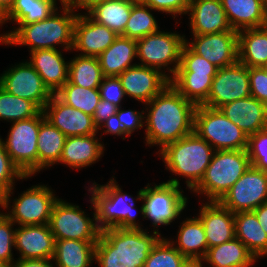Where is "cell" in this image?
<instances>
[{
    "label": "cell",
    "mask_w": 267,
    "mask_h": 267,
    "mask_svg": "<svg viewBox=\"0 0 267 267\" xmlns=\"http://www.w3.org/2000/svg\"><path fill=\"white\" fill-rule=\"evenodd\" d=\"M217 70L216 66L196 54L184 43L180 54V64L175 75L216 76Z\"/></svg>",
    "instance_id": "obj_43"
},
{
    "label": "cell",
    "mask_w": 267,
    "mask_h": 267,
    "mask_svg": "<svg viewBox=\"0 0 267 267\" xmlns=\"http://www.w3.org/2000/svg\"><path fill=\"white\" fill-rule=\"evenodd\" d=\"M251 96L248 67L237 61L217 70L204 106L219 109L223 105Z\"/></svg>",
    "instance_id": "obj_15"
},
{
    "label": "cell",
    "mask_w": 267,
    "mask_h": 267,
    "mask_svg": "<svg viewBox=\"0 0 267 267\" xmlns=\"http://www.w3.org/2000/svg\"><path fill=\"white\" fill-rule=\"evenodd\" d=\"M199 211L198 218L203 224L208 248L235 238L234 213L219 201H207Z\"/></svg>",
    "instance_id": "obj_20"
},
{
    "label": "cell",
    "mask_w": 267,
    "mask_h": 267,
    "mask_svg": "<svg viewBox=\"0 0 267 267\" xmlns=\"http://www.w3.org/2000/svg\"><path fill=\"white\" fill-rule=\"evenodd\" d=\"M251 96L267 103V71L262 67L248 68Z\"/></svg>",
    "instance_id": "obj_47"
},
{
    "label": "cell",
    "mask_w": 267,
    "mask_h": 267,
    "mask_svg": "<svg viewBox=\"0 0 267 267\" xmlns=\"http://www.w3.org/2000/svg\"><path fill=\"white\" fill-rule=\"evenodd\" d=\"M146 105V145H159L161 151L168 144L194 132L197 106L184 98L171 84Z\"/></svg>",
    "instance_id": "obj_1"
},
{
    "label": "cell",
    "mask_w": 267,
    "mask_h": 267,
    "mask_svg": "<svg viewBox=\"0 0 267 267\" xmlns=\"http://www.w3.org/2000/svg\"><path fill=\"white\" fill-rule=\"evenodd\" d=\"M12 267H55L52 260L45 259H17Z\"/></svg>",
    "instance_id": "obj_52"
},
{
    "label": "cell",
    "mask_w": 267,
    "mask_h": 267,
    "mask_svg": "<svg viewBox=\"0 0 267 267\" xmlns=\"http://www.w3.org/2000/svg\"><path fill=\"white\" fill-rule=\"evenodd\" d=\"M194 132L215 151L245 150L248 147L249 137L220 109L198 105L194 113Z\"/></svg>",
    "instance_id": "obj_7"
},
{
    "label": "cell",
    "mask_w": 267,
    "mask_h": 267,
    "mask_svg": "<svg viewBox=\"0 0 267 267\" xmlns=\"http://www.w3.org/2000/svg\"><path fill=\"white\" fill-rule=\"evenodd\" d=\"M118 36L108 27L96 23L86 13H79L74 26L72 50L80 51L79 55L98 57Z\"/></svg>",
    "instance_id": "obj_19"
},
{
    "label": "cell",
    "mask_w": 267,
    "mask_h": 267,
    "mask_svg": "<svg viewBox=\"0 0 267 267\" xmlns=\"http://www.w3.org/2000/svg\"><path fill=\"white\" fill-rule=\"evenodd\" d=\"M158 229L151 235L142 229L107 228L95 247L99 267H144L153 246L161 238Z\"/></svg>",
    "instance_id": "obj_2"
},
{
    "label": "cell",
    "mask_w": 267,
    "mask_h": 267,
    "mask_svg": "<svg viewBox=\"0 0 267 267\" xmlns=\"http://www.w3.org/2000/svg\"><path fill=\"white\" fill-rule=\"evenodd\" d=\"M43 112L45 118L66 137L98 133L91 115L67 105L55 94L52 95Z\"/></svg>",
    "instance_id": "obj_18"
},
{
    "label": "cell",
    "mask_w": 267,
    "mask_h": 267,
    "mask_svg": "<svg viewBox=\"0 0 267 267\" xmlns=\"http://www.w3.org/2000/svg\"><path fill=\"white\" fill-rule=\"evenodd\" d=\"M61 13L58 8L43 21L28 25H18L10 33L0 35L3 45L29 46L30 52L39 49H57L55 46H64V50H72L74 44V26L79 13L61 3Z\"/></svg>",
    "instance_id": "obj_3"
},
{
    "label": "cell",
    "mask_w": 267,
    "mask_h": 267,
    "mask_svg": "<svg viewBox=\"0 0 267 267\" xmlns=\"http://www.w3.org/2000/svg\"><path fill=\"white\" fill-rule=\"evenodd\" d=\"M233 30L267 26L266 0H221Z\"/></svg>",
    "instance_id": "obj_25"
},
{
    "label": "cell",
    "mask_w": 267,
    "mask_h": 267,
    "mask_svg": "<svg viewBox=\"0 0 267 267\" xmlns=\"http://www.w3.org/2000/svg\"><path fill=\"white\" fill-rule=\"evenodd\" d=\"M262 68H263L265 71H267V60H266V62L262 65Z\"/></svg>",
    "instance_id": "obj_60"
},
{
    "label": "cell",
    "mask_w": 267,
    "mask_h": 267,
    "mask_svg": "<svg viewBox=\"0 0 267 267\" xmlns=\"http://www.w3.org/2000/svg\"><path fill=\"white\" fill-rule=\"evenodd\" d=\"M42 110L32 101L8 93L0 86V119L17 122L37 116Z\"/></svg>",
    "instance_id": "obj_39"
},
{
    "label": "cell",
    "mask_w": 267,
    "mask_h": 267,
    "mask_svg": "<svg viewBox=\"0 0 267 267\" xmlns=\"http://www.w3.org/2000/svg\"><path fill=\"white\" fill-rule=\"evenodd\" d=\"M177 178L150 187L148 183L142 192L143 204L140 213L144 219H150L155 229L160 225H169L183 212L187 206V197L180 190Z\"/></svg>",
    "instance_id": "obj_8"
},
{
    "label": "cell",
    "mask_w": 267,
    "mask_h": 267,
    "mask_svg": "<svg viewBox=\"0 0 267 267\" xmlns=\"http://www.w3.org/2000/svg\"><path fill=\"white\" fill-rule=\"evenodd\" d=\"M133 3L127 0H107L91 8L86 14L96 23L113 30L117 35L124 34L131 15Z\"/></svg>",
    "instance_id": "obj_34"
},
{
    "label": "cell",
    "mask_w": 267,
    "mask_h": 267,
    "mask_svg": "<svg viewBox=\"0 0 267 267\" xmlns=\"http://www.w3.org/2000/svg\"><path fill=\"white\" fill-rule=\"evenodd\" d=\"M253 212L257 216V219H258L259 224L261 225L262 229L267 234V202L261 204L258 208L253 210Z\"/></svg>",
    "instance_id": "obj_54"
},
{
    "label": "cell",
    "mask_w": 267,
    "mask_h": 267,
    "mask_svg": "<svg viewBox=\"0 0 267 267\" xmlns=\"http://www.w3.org/2000/svg\"><path fill=\"white\" fill-rule=\"evenodd\" d=\"M187 260L169 239L161 237L153 246L144 267H182Z\"/></svg>",
    "instance_id": "obj_42"
},
{
    "label": "cell",
    "mask_w": 267,
    "mask_h": 267,
    "mask_svg": "<svg viewBox=\"0 0 267 267\" xmlns=\"http://www.w3.org/2000/svg\"><path fill=\"white\" fill-rule=\"evenodd\" d=\"M3 206V196L0 194V208Z\"/></svg>",
    "instance_id": "obj_59"
},
{
    "label": "cell",
    "mask_w": 267,
    "mask_h": 267,
    "mask_svg": "<svg viewBox=\"0 0 267 267\" xmlns=\"http://www.w3.org/2000/svg\"><path fill=\"white\" fill-rule=\"evenodd\" d=\"M192 35L232 30L221 0H190L187 10Z\"/></svg>",
    "instance_id": "obj_22"
},
{
    "label": "cell",
    "mask_w": 267,
    "mask_h": 267,
    "mask_svg": "<svg viewBox=\"0 0 267 267\" xmlns=\"http://www.w3.org/2000/svg\"><path fill=\"white\" fill-rule=\"evenodd\" d=\"M118 78L125 94L144 104L150 102L170 84V79L164 72L138 64L128 68Z\"/></svg>",
    "instance_id": "obj_17"
},
{
    "label": "cell",
    "mask_w": 267,
    "mask_h": 267,
    "mask_svg": "<svg viewBox=\"0 0 267 267\" xmlns=\"http://www.w3.org/2000/svg\"><path fill=\"white\" fill-rule=\"evenodd\" d=\"M28 61L42 78L52 94H56L68 81L69 62L58 49H39L30 52Z\"/></svg>",
    "instance_id": "obj_24"
},
{
    "label": "cell",
    "mask_w": 267,
    "mask_h": 267,
    "mask_svg": "<svg viewBox=\"0 0 267 267\" xmlns=\"http://www.w3.org/2000/svg\"><path fill=\"white\" fill-rule=\"evenodd\" d=\"M127 1L133 4L145 3V0H127Z\"/></svg>",
    "instance_id": "obj_57"
},
{
    "label": "cell",
    "mask_w": 267,
    "mask_h": 267,
    "mask_svg": "<svg viewBox=\"0 0 267 267\" xmlns=\"http://www.w3.org/2000/svg\"><path fill=\"white\" fill-rule=\"evenodd\" d=\"M14 224L6 213L0 212V260L6 262L11 267L15 263L12 253V247H15Z\"/></svg>",
    "instance_id": "obj_45"
},
{
    "label": "cell",
    "mask_w": 267,
    "mask_h": 267,
    "mask_svg": "<svg viewBox=\"0 0 267 267\" xmlns=\"http://www.w3.org/2000/svg\"><path fill=\"white\" fill-rule=\"evenodd\" d=\"M39 128L40 113L35 117L13 122L6 141L3 140L5 150L13 163L29 177L38 172Z\"/></svg>",
    "instance_id": "obj_11"
},
{
    "label": "cell",
    "mask_w": 267,
    "mask_h": 267,
    "mask_svg": "<svg viewBox=\"0 0 267 267\" xmlns=\"http://www.w3.org/2000/svg\"><path fill=\"white\" fill-rule=\"evenodd\" d=\"M266 21H267V0H266Z\"/></svg>",
    "instance_id": "obj_61"
},
{
    "label": "cell",
    "mask_w": 267,
    "mask_h": 267,
    "mask_svg": "<svg viewBox=\"0 0 267 267\" xmlns=\"http://www.w3.org/2000/svg\"><path fill=\"white\" fill-rule=\"evenodd\" d=\"M101 128H106L103 132L105 134L110 133L111 135L118 136L125 135L122 139H125L126 136H131V133L125 128L124 124L119 122L117 113L110 116L103 124H101L98 127V131L101 130Z\"/></svg>",
    "instance_id": "obj_51"
},
{
    "label": "cell",
    "mask_w": 267,
    "mask_h": 267,
    "mask_svg": "<svg viewBox=\"0 0 267 267\" xmlns=\"http://www.w3.org/2000/svg\"><path fill=\"white\" fill-rule=\"evenodd\" d=\"M15 0H0V20L9 12Z\"/></svg>",
    "instance_id": "obj_55"
},
{
    "label": "cell",
    "mask_w": 267,
    "mask_h": 267,
    "mask_svg": "<svg viewBox=\"0 0 267 267\" xmlns=\"http://www.w3.org/2000/svg\"><path fill=\"white\" fill-rule=\"evenodd\" d=\"M93 218L87 217L78 205L58 199L54 204L49 219V228L55 240H80L97 243L101 230L96 221V211Z\"/></svg>",
    "instance_id": "obj_10"
},
{
    "label": "cell",
    "mask_w": 267,
    "mask_h": 267,
    "mask_svg": "<svg viewBox=\"0 0 267 267\" xmlns=\"http://www.w3.org/2000/svg\"><path fill=\"white\" fill-rule=\"evenodd\" d=\"M57 0H15L9 12L0 20V26L8 21L28 25L47 19L56 6Z\"/></svg>",
    "instance_id": "obj_35"
},
{
    "label": "cell",
    "mask_w": 267,
    "mask_h": 267,
    "mask_svg": "<svg viewBox=\"0 0 267 267\" xmlns=\"http://www.w3.org/2000/svg\"><path fill=\"white\" fill-rule=\"evenodd\" d=\"M98 89L101 100H107L117 107H121V101L126 94L118 77H103Z\"/></svg>",
    "instance_id": "obj_46"
},
{
    "label": "cell",
    "mask_w": 267,
    "mask_h": 267,
    "mask_svg": "<svg viewBox=\"0 0 267 267\" xmlns=\"http://www.w3.org/2000/svg\"><path fill=\"white\" fill-rule=\"evenodd\" d=\"M250 166L247 149L215 151L204 177L192 191L203 194L207 201H220Z\"/></svg>",
    "instance_id": "obj_6"
},
{
    "label": "cell",
    "mask_w": 267,
    "mask_h": 267,
    "mask_svg": "<svg viewBox=\"0 0 267 267\" xmlns=\"http://www.w3.org/2000/svg\"><path fill=\"white\" fill-rule=\"evenodd\" d=\"M220 111L249 137L267 128L265 103L253 96L229 102Z\"/></svg>",
    "instance_id": "obj_23"
},
{
    "label": "cell",
    "mask_w": 267,
    "mask_h": 267,
    "mask_svg": "<svg viewBox=\"0 0 267 267\" xmlns=\"http://www.w3.org/2000/svg\"><path fill=\"white\" fill-rule=\"evenodd\" d=\"M119 107L108 102L107 100H101L96 106V109L93 113V122L98 128L103 124L110 116L117 113Z\"/></svg>",
    "instance_id": "obj_50"
},
{
    "label": "cell",
    "mask_w": 267,
    "mask_h": 267,
    "mask_svg": "<svg viewBox=\"0 0 267 267\" xmlns=\"http://www.w3.org/2000/svg\"><path fill=\"white\" fill-rule=\"evenodd\" d=\"M55 95L67 105L91 116L101 101L99 89L83 88L68 81Z\"/></svg>",
    "instance_id": "obj_38"
},
{
    "label": "cell",
    "mask_w": 267,
    "mask_h": 267,
    "mask_svg": "<svg viewBox=\"0 0 267 267\" xmlns=\"http://www.w3.org/2000/svg\"><path fill=\"white\" fill-rule=\"evenodd\" d=\"M254 255L236 237L231 241L208 248L203 263L208 267H251L256 262Z\"/></svg>",
    "instance_id": "obj_29"
},
{
    "label": "cell",
    "mask_w": 267,
    "mask_h": 267,
    "mask_svg": "<svg viewBox=\"0 0 267 267\" xmlns=\"http://www.w3.org/2000/svg\"><path fill=\"white\" fill-rule=\"evenodd\" d=\"M96 135L67 137L59 163L82 169L99 161L105 147Z\"/></svg>",
    "instance_id": "obj_26"
},
{
    "label": "cell",
    "mask_w": 267,
    "mask_h": 267,
    "mask_svg": "<svg viewBox=\"0 0 267 267\" xmlns=\"http://www.w3.org/2000/svg\"><path fill=\"white\" fill-rule=\"evenodd\" d=\"M231 212L253 211L267 202V171L250 166L219 201Z\"/></svg>",
    "instance_id": "obj_13"
},
{
    "label": "cell",
    "mask_w": 267,
    "mask_h": 267,
    "mask_svg": "<svg viewBox=\"0 0 267 267\" xmlns=\"http://www.w3.org/2000/svg\"><path fill=\"white\" fill-rule=\"evenodd\" d=\"M235 237L259 259L267 257V234L262 229L257 216L253 211L234 214Z\"/></svg>",
    "instance_id": "obj_31"
},
{
    "label": "cell",
    "mask_w": 267,
    "mask_h": 267,
    "mask_svg": "<svg viewBox=\"0 0 267 267\" xmlns=\"http://www.w3.org/2000/svg\"><path fill=\"white\" fill-rule=\"evenodd\" d=\"M0 137V194L3 196V211L10 210L9 203H11L10 197L13 194L14 181L27 179L29 176H25L21 170L13 163L11 157L7 153L4 147V143ZM9 207V208H8Z\"/></svg>",
    "instance_id": "obj_41"
},
{
    "label": "cell",
    "mask_w": 267,
    "mask_h": 267,
    "mask_svg": "<svg viewBox=\"0 0 267 267\" xmlns=\"http://www.w3.org/2000/svg\"><path fill=\"white\" fill-rule=\"evenodd\" d=\"M147 6L151 7L154 11L165 12L166 14L183 15L187 13L190 0H145Z\"/></svg>",
    "instance_id": "obj_48"
},
{
    "label": "cell",
    "mask_w": 267,
    "mask_h": 267,
    "mask_svg": "<svg viewBox=\"0 0 267 267\" xmlns=\"http://www.w3.org/2000/svg\"><path fill=\"white\" fill-rule=\"evenodd\" d=\"M97 58L104 77H118L128 68L137 65L131 64L137 58V42L119 35Z\"/></svg>",
    "instance_id": "obj_27"
},
{
    "label": "cell",
    "mask_w": 267,
    "mask_h": 267,
    "mask_svg": "<svg viewBox=\"0 0 267 267\" xmlns=\"http://www.w3.org/2000/svg\"><path fill=\"white\" fill-rule=\"evenodd\" d=\"M179 227L176 242L169 240L170 243L187 259L202 260L208 251V244L201 220L196 216L186 218Z\"/></svg>",
    "instance_id": "obj_30"
},
{
    "label": "cell",
    "mask_w": 267,
    "mask_h": 267,
    "mask_svg": "<svg viewBox=\"0 0 267 267\" xmlns=\"http://www.w3.org/2000/svg\"><path fill=\"white\" fill-rule=\"evenodd\" d=\"M66 138L57 127H54L45 118L44 112L41 111L37 142L38 172L54 164H59Z\"/></svg>",
    "instance_id": "obj_28"
},
{
    "label": "cell",
    "mask_w": 267,
    "mask_h": 267,
    "mask_svg": "<svg viewBox=\"0 0 267 267\" xmlns=\"http://www.w3.org/2000/svg\"><path fill=\"white\" fill-rule=\"evenodd\" d=\"M185 35L175 32L157 31L144 36L137 42V58L141 63L138 65L152 67L164 71V74L171 79L180 64V54L185 43ZM171 65L172 68L170 67ZM169 66V67H168ZM165 67L170 74H166Z\"/></svg>",
    "instance_id": "obj_9"
},
{
    "label": "cell",
    "mask_w": 267,
    "mask_h": 267,
    "mask_svg": "<svg viewBox=\"0 0 267 267\" xmlns=\"http://www.w3.org/2000/svg\"><path fill=\"white\" fill-rule=\"evenodd\" d=\"M185 43L198 55L218 69L238 61V31L229 30L206 35H193Z\"/></svg>",
    "instance_id": "obj_16"
},
{
    "label": "cell",
    "mask_w": 267,
    "mask_h": 267,
    "mask_svg": "<svg viewBox=\"0 0 267 267\" xmlns=\"http://www.w3.org/2000/svg\"><path fill=\"white\" fill-rule=\"evenodd\" d=\"M267 60V26L238 31V61L249 67H262Z\"/></svg>",
    "instance_id": "obj_33"
},
{
    "label": "cell",
    "mask_w": 267,
    "mask_h": 267,
    "mask_svg": "<svg viewBox=\"0 0 267 267\" xmlns=\"http://www.w3.org/2000/svg\"><path fill=\"white\" fill-rule=\"evenodd\" d=\"M0 86L14 96L34 102L42 111L53 95L28 61L4 71Z\"/></svg>",
    "instance_id": "obj_14"
},
{
    "label": "cell",
    "mask_w": 267,
    "mask_h": 267,
    "mask_svg": "<svg viewBox=\"0 0 267 267\" xmlns=\"http://www.w3.org/2000/svg\"><path fill=\"white\" fill-rule=\"evenodd\" d=\"M214 152L208 142L193 132L165 146L159 155L167 170L187 179L186 185L192 192L204 177Z\"/></svg>",
    "instance_id": "obj_5"
},
{
    "label": "cell",
    "mask_w": 267,
    "mask_h": 267,
    "mask_svg": "<svg viewBox=\"0 0 267 267\" xmlns=\"http://www.w3.org/2000/svg\"><path fill=\"white\" fill-rule=\"evenodd\" d=\"M91 193L90 209L96 211V221L98 228L102 231L107 228L120 229H142L136 223L135 200H142L143 189L133 198L127 193H123L119 184L114 178L110 179L106 185H99L96 182L88 189Z\"/></svg>",
    "instance_id": "obj_4"
},
{
    "label": "cell",
    "mask_w": 267,
    "mask_h": 267,
    "mask_svg": "<svg viewBox=\"0 0 267 267\" xmlns=\"http://www.w3.org/2000/svg\"><path fill=\"white\" fill-rule=\"evenodd\" d=\"M96 243L80 240H55L52 262L56 267H90L95 260Z\"/></svg>",
    "instance_id": "obj_32"
},
{
    "label": "cell",
    "mask_w": 267,
    "mask_h": 267,
    "mask_svg": "<svg viewBox=\"0 0 267 267\" xmlns=\"http://www.w3.org/2000/svg\"><path fill=\"white\" fill-rule=\"evenodd\" d=\"M144 110L135 111V110H122L121 107L117 110V117L120 123H123L125 128L132 134L136 129L143 128L145 122L143 119L145 118Z\"/></svg>",
    "instance_id": "obj_49"
},
{
    "label": "cell",
    "mask_w": 267,
    "mask_h": 267,
    "mask_svg": "<svg viewBox=\"0 0 267 267\" xmlns=\"http://www.w3.org/2000/svg\"><path fill=\"white\" fill-rule=\"evenodd\" d=\"M215 76L174 75L170 84L187 100L196 106L202 105L208 98Z\"/></svg>",
    "instance_id": "obj_37"
},
{
    "label": "cell",
    "mask_w": 267,
    "mask_h": 267,
    "mask_svg": "<svg viewBox=\"0 0 267 267\" xmlns=\"http://www.w3.org/2000/svg\"><path fill=\"white\" fill-rule=\"evenodd\" d=\"M97 57L76 55L69 61L68 82L77 86L98 89L103 80Z\"/></svg>",
    "instance_id": "obj_36"
},
{
    "label": "cell",
    "mask_w": 267,
    "mask_h": 267,
    "mask_svg": "<svg viewBox=\"0 0 267 267\" xmlns=\"http://www.w3.org/2000/svg\"><path fill=\"white\" fill-rule=\"evenodd\" d=\"M14 244L18 259L52 260L54 255L55 238L48 224L15 228Z\"/></svg>",
    "instance_id": "obj_21"
},
{
    "label": "cell",
    "mask_w": 267,
    "mask_h": 267,
    "mask_svg": "<svg viewBox=\"0 0 267 267\" xmlns=\"http://www.w3.org/2000/svg\"><path fill=\"white\" fill-rule=\"evenodd\" d=\"M247 152L251 166L267 171V128L249 136Z\"/></svg>",
    "instance_id": "obj_44"
},
{
    "label": "cell",
    "mask_w": 267,
    "mask_h": 267,
    "mask_svg": "<svg viewBox=\"0 0 267 267\" xmlns=\"http://www.w3.org/2000/svg\"><path fill=\"white\" fill-rule=\"evenodd\" d=\"M17 198L6 215L18 226L48 224L54 204L59 199L53 190L42 184L33 185Z\"/></svg>",
    "instance_id": "obj_12"
},
{
    "label": "cell",
    "mask_w": 267,
    "mask_h": 267,
    "mask_svg": "<svg viewBox=\"0 0 267 267\" xmlns=\"http://www.w3.org/2000/svg\"><path fill=\"white\" fill-rule=\"evenodd\" d=\"M150 10L153 9L144 3L133 4L123 36L138 40L159 31L157 20Z\"/></svg>",
    "instance_id": "obj_40"
},
{
    "label": "cell",
    "mask_w": 267,
    "mask_h": 267,
    "mask_svg": "<svg viewBox=\"0 0 267 267\" xmlns=\"http://www.w3.org/2000/svg\"><path fill=\"white\" fill-rule=\"evenodd\" d=\"M105 1L107 0H65L63 4L69 6L73 10H76L77 8H81L88 12L95 5L99 3H103Z\"/></svg>",
    "instance_id": "obj_53"
},
{
    "label": "cell",
    "mask_w": 267,
    "mask_h": 267,
    "mask_svg": "<svg viewBox=\"0 0 267 267\" xmlns=\"http://www.w3.org/2000/svg\"><path fill=\"white\" fill-rule=\"evenodd\" d=\"M0 267H11V266L7 264L6 262L0 260Z\"/></svg>",
    "instance_id": "obj_58"
},
{
    "label": "cell",
    "mask_w": 267,
    "mask_h": 267,
    "mask_svg": "<svg viewBox=\"0 0 267 267\" xmlns=\"http://www.w3.org/2000/svg\"><path fill=\"white\" fill-rule=\"evenodd\" d=\"M202 260H187L182 267H205L203 266Z\"/></svg>",
    "instance_id": "obj_56"
}]
</instances>
